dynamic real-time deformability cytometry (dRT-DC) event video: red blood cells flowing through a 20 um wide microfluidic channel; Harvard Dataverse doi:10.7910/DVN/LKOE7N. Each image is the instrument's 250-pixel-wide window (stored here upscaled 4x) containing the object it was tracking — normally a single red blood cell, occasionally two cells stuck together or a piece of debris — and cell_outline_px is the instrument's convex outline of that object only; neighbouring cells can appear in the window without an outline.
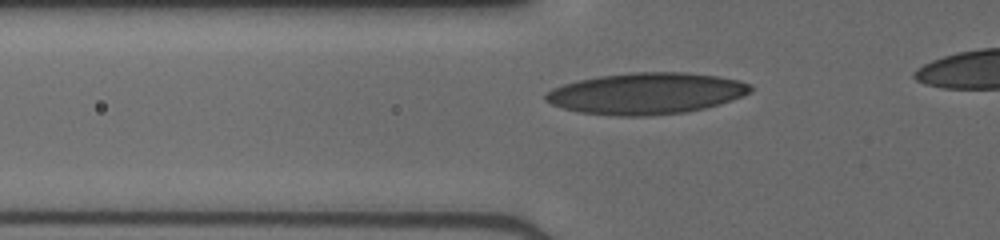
{"species": "human", "species_latin": "Homo sapiens", "temperature_condition": "cold", "stored_images_in_passage": 33, "camera_frame_rate_fps": 3000, "um_per_image_px": 0.085, "donor": {"sex": "male"}, "frame": {"image": 1, "passage_image": 8, "time_ms": 2.333, "image_size_px": [1000, 240], "cell_outline_px": [[752, 88], [748, 92], [732, 100], [704, 108], [684, 112], [652, 116], [616, 116], [580, 112], [564, 108], [552, 104], [544, 100], [544, 96], [552, 88], [564, 84], [580, 80], [600, 76], [632, 72], [684, 72], [716, 76], [740, 80], [748, 84]], "centroid_in_image_um": [54.91, 7.94], "position_along_channel_um": 70.9, "area_um2": 49.07}}
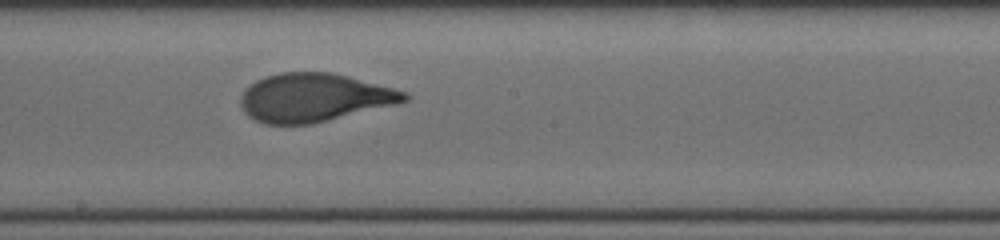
{"frame": {"image": 2, "passage_image": 19, "time_ms": 6.0, "image_size_px": [1000, 240], "cell_outline_px": [[412, 96], [408, 100], [396, 104], [312, 124], [264, 124], [248, 116], [244, 112], [240, 104], [240, 96], [244, 88], [256, 80], [264, 76], [280, 72], [332, 72], [348, 76], [408, 92]], "centroid_in_image_um": [26.67, 8.29], "position_along_channel_um": 221.5, "area_um2": 46.41}}
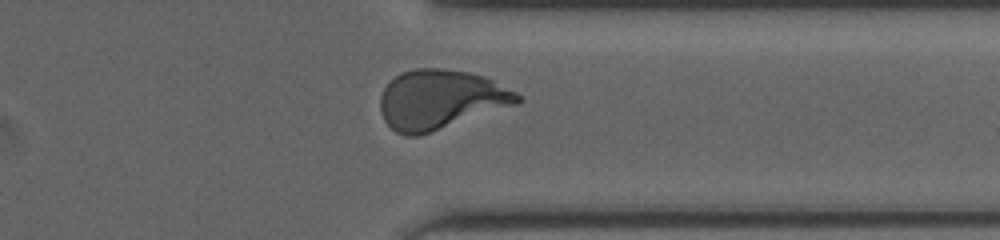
{"frame": {"image": 3, "passage_image": 30, "time_ms": 9.667, "image_size_px": [1000, 240], "cell_outline_px": [[520, 100], [516, 104], [416, 136], [404, 136], [396, 132], [384, 120], [380, 112], [380, 96], [384, 88], [400, 72], [416, 68], [440, 68], [468, 72], [484, 76], [516, 92], [520, 96]], "centroid_in_image_um": [37.39, 8.44], "position_along_channel_um": 374.0, "area_um2": 46.82}}